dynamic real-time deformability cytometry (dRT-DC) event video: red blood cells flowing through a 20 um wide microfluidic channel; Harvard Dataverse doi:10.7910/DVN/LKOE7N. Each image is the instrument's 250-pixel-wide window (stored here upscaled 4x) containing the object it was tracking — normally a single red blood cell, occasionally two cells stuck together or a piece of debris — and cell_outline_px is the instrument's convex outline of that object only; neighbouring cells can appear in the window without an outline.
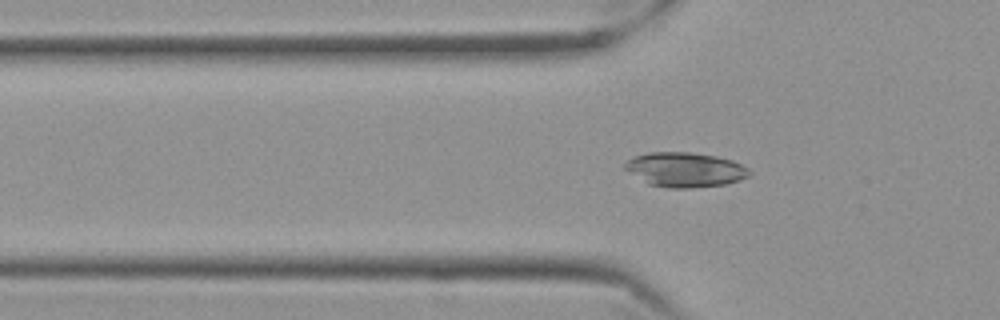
{"species": "Egyptian fruit bat (a non-hibernating species)", "species_latin": "Rousettus aegyptiacus", "temperature_condition": "cold", "stored_images_in_passage": 58, "camera_frame_rate_fps": 3000, "um_per_image_px": 0.085, "frame": {"image": 1, "passage_image": 18, "time_ms": 5.667, "image_size_px": [1000, 320], "cell_outline_px": [[752, 172], [748, 176], [724, 184], [692, 188], [668, 188], [648, 184], [624, 168], [624, 164], [628, 160], [636, 156], [648, 152], [688, 152], [716, 156], [732, 160], [748, 168]], "centroid_in_image_um": [58.22, 14.42], "position_along_channel_um": 67.6, "area_um2": 24.85}}
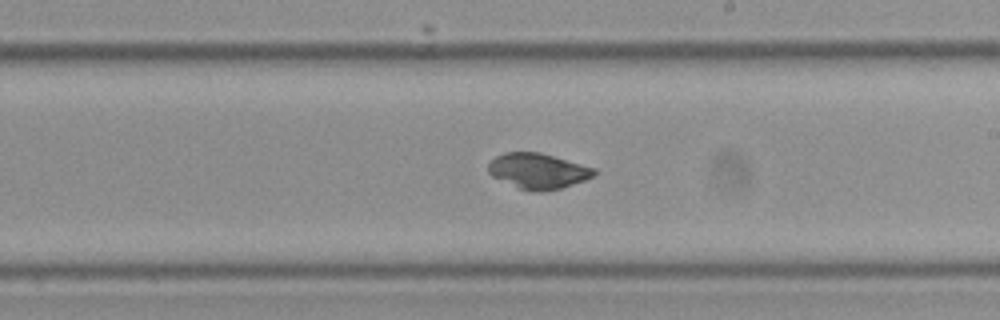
{"frame": {"image": 2, "passage_image": 33, "time_ms": 10.667, "image_size_px": [1000, 320], "cell_outline_px": [[596, 172], [592, 176], [584, 180], [560, 188], [540, 192], [536, 192], [516, 188], [492, 176], [488, 172], [488, 164], [496, 156], [504, 152], [540, 152], [596, 168]], "centroid_in_image_um": [45.7, 14.53], "position_along_channel_um": 243.3, "area_um2": 21.85}}
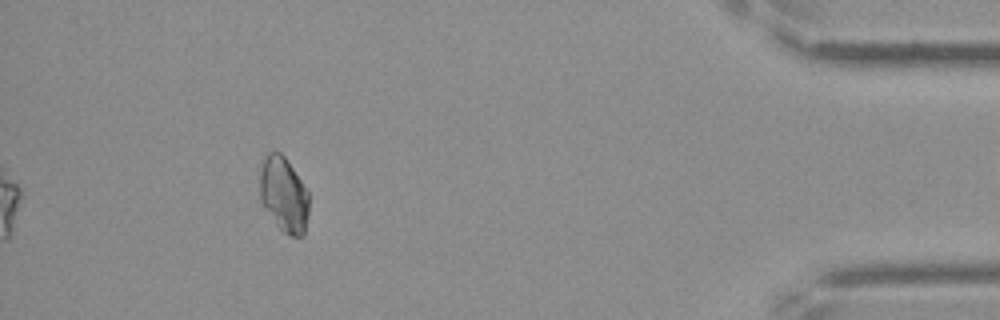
{"frame": {"image": 3, "passage_image": 52, "time_ms": 17.0, "image_size_px": [1000, 320], "cell_outline_px": [[308, 216], [304, 236], [292, 236], [284, 232], [276, 224], [260, 200], [260, 172], [264, 156], [268, 152], [280, 152], [284, 156], [308, 192]], "centroid_in_image_um": [24.12, 16.54], "position_along_channel_um": 411.1, "area_um2": 21.21}}